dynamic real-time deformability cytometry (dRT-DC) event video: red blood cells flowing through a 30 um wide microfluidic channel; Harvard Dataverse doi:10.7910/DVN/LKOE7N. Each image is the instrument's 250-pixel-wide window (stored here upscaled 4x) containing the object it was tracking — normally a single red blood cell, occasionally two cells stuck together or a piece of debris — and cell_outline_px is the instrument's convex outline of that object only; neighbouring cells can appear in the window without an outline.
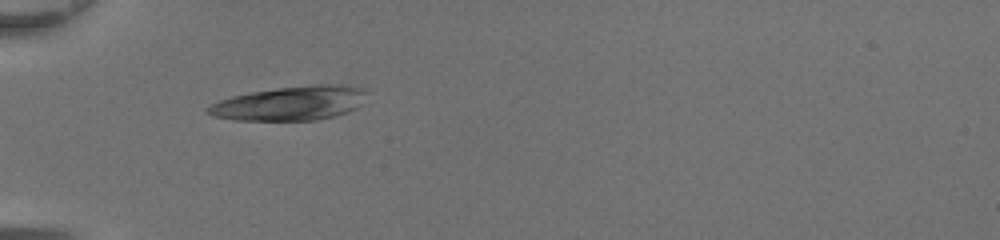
{"species": "common noctule bat (a hibernating species)", "species_latin": "Nyctalus noctula", "temperature_condition": "room temperature", "stored_images_in_passage": 7, "camera_frame_rate_fps": 3000, "um_per_image_px": 0.085, "animal": {"sex": "female", "body_mass_g": 20.0, "forearm_length_mm": 54.0}, "frame": {"image": 1, "passage_image": 1, "time_ms": 0.0, "image_size_px": [1000, 240], "cell_outline_px": [[368, 92], [364, 104], [356, 108], [332, 116], [316, 120], [232, 120], [212, 116], [204, 112], [204, 108], [220, 100], [232, 96], [252, 92], [276, 88], [316, 84], [340, 84], [364, 88]], "centroid_in_image_um": [24.68, 8.77], "position_along_channel_um": 60.3, "area_um2": 31.85}}